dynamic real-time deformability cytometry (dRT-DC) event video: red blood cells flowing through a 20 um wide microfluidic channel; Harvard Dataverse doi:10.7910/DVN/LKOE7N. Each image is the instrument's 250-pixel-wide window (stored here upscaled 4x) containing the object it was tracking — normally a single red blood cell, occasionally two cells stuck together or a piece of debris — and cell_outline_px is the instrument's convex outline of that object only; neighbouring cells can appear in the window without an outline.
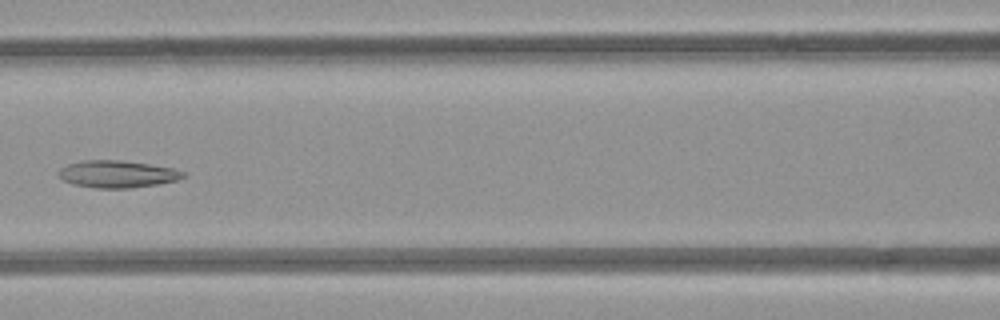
{"species": "common noctule bat (a hibernating species)", "species_latin": "Nyctalus noctula", "temperature_condition": "room temperature", "stored_images_in_passage": 5, "camera_frame_rate_fps": 3000, "um_per_image_px": 0.085, "animal": {"sex": "female", "body_mass_g": 21.9}, "frame": {"image": 1, "passage_image": 4, "time_ms": 3.667, "image_size_px": [1000, 320], "cell_outline_px": [[188, 176], [176, 180], [156, 184], [128, 188], [96, 188], [72, 184], [64, 180], [56, 172], [60, 168], [68, 164], [84, 160], [120, 160], [176, 168], [188, 172]], "centroid_in_image_um": [10.01, 14.79], "position_along_channel_um": 156.6, "area_um2": 19.83}}
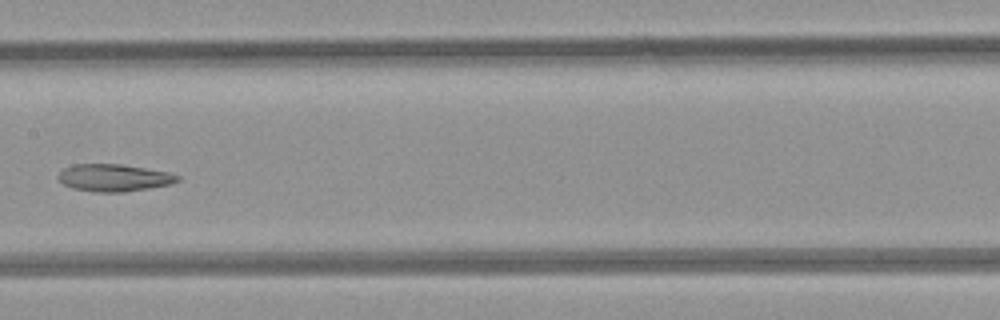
{"frame": {"image": 2, "passage_image": 5, "time_ms": 4.667, "image_size_px": [1000, 320], "cell_outline_px": [[180, 180], [168, 184], [148, 188], [124, 192], [96, 192], [72, 188], [64, 184], [56, 176], [64, 168], [76, 164], [120, 164], [168, 172], [180, 176]], "centroid_in_image_um": [9.66, 15.11], "position_along_channel_um": 197.7, "area_um2": 18.73}}